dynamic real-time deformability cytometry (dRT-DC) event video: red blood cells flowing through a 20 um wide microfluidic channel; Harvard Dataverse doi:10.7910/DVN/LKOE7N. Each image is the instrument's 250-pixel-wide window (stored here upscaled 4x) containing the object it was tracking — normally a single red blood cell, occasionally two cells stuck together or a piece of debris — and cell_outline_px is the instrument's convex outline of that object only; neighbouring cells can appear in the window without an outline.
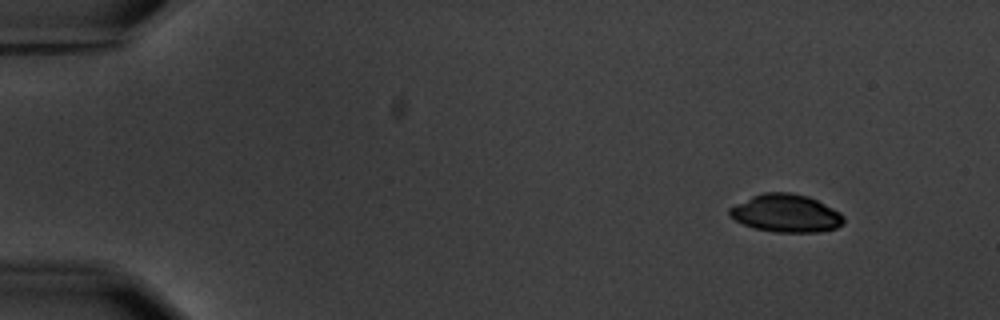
{"species": "common noctule bat (a hibernating species)", "species_latin": "Nyctalus noctula", "temperature_condition": "warm", "stored_images_in_passage": 14, "camera_frame_rate_fps": 3000, "um_per_image_px": 0.085, "animal": {"sex": "male", "body_mass_g": 20.1, "forearm_length_mm": 53.5}, "frame": {"image": 1, "passage_image": 1, "time_ms": 0.0, "image_size_px": [1000, 320], "cell_outline_px": [[844, 224], [836, 228], [820, 232], [776, 232], [756, 228], [744, 224], [728, 216], [728, 208], [752, 196], [764, 192], [788, 192], [808, 196], [840, 212], [844, 216]], "centroid_in_image_um": [66.81, 18.13], "position_along_channel_um": 18.2, "area_um2": 25.14}}
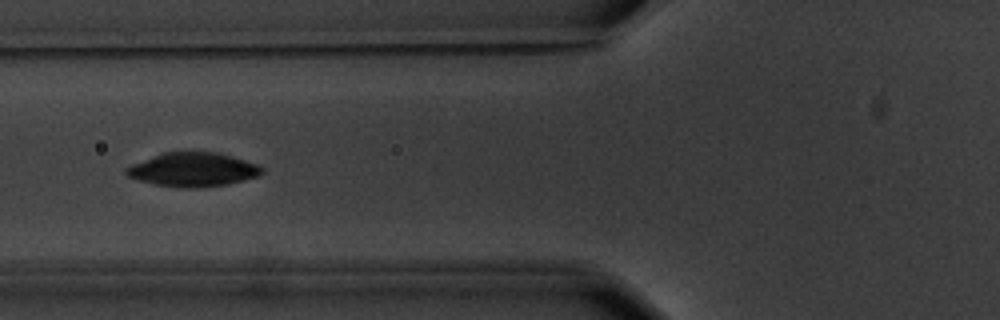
{"frame": {"image": 2, "passage_image": 5, "time_ms": 5.667, "image_size_px": [1000, 320], "cell_outline_px": [[264, 172], [260, 176], [228, 184], [196, 188], [184, 188], [156, 184], [140, 180], [128, 176], [124, 172], [124, 168], [132, 164], [164, 152], [216, 152], [232, 156], [260, 164], [264, 168]], "centroid_in_image_um": [16.46, 14.41], "position_along_channel_um": 109.3, "area_um2": 26.88}}
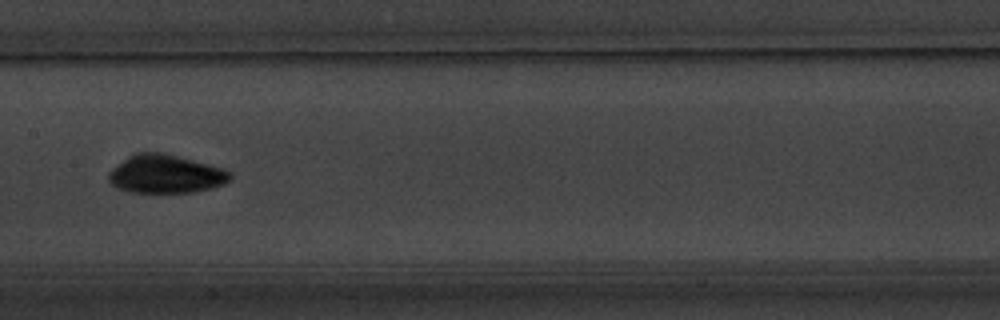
{"frame": {"image": 3, "passage_image": 7, "time_ms": 8.0, "image_size_px": [1000, 320], "cell_outline_px": [[232, 180], [224, 184], [212, 188], [192, 192], [132, 192], [116, 188], [108, 180], [108, 172], [112, 168], [128, 156], [136, 152], [164, 152], [224, 168], [232, 172]], "centroid_in_image_um": [14.1, 14.78], "position_along_channel_um": 193.3, "area_um2": 27.46}, "authors_computed_cell_mechanics": {"area_um2": 26.6458, "velocity_mm_per_s": 3.5822, "shape_relaxation_time_tau1_ms": 2.8462, "shape_relaxation_time_tau2_ms": 4.7467, "deformation_change_tau1": 0.1116, "deformation_change_tau2": 0.0847}}